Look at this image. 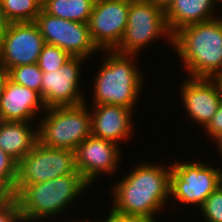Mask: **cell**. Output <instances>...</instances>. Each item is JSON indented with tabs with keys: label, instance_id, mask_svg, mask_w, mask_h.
Masks as SVG:
<instances>
[{
	"label": "cell",
	"instance_id": "7c38bea8",
	"mask_svg": "<svg viewBox=\"0 0 222 222\" xmlns=\"http://www.w3.org/2000/svg\"><path fill=\"white\" fill-rule=\"evenodd\" d=\"M83 57H72L59 70L43 72L41 98L46 108L75 106L85 102L78 90Z\"/></svg>",
	"mask_w": 222,
	"mask_h": 222
},
{
	"label": "cell",
	"instance_id": "8fae6325",
	"mask_svg": "<svg viewBox=\"0 0 222 222\" xmlns=\"http://www.w3.org/2000/svg\"><path fill=\"white\" fill-rule=\"evenodd\" d=\"M129 0H96L88 27L99 50H114L126 30ZM102 48V49H101Z\"/></svg>",
	"mask_w": 222,
	"mask_h": 222
},
{
	"label": "cell",
	"instance_id": "7402d4cb",
	"mask_svg": "<svg viewBox=\"0 0 222 222\" xmlns=\"http://www.w3.org/2000/svg\"><path fill=\"white\" fill-rule=\"evenodd\" d=\"M18 162L0 148V196H14Z\"/></svg>",
	"mask_w": 222,
	"mask_h": 222
},
{
	"label": "cell",
	"instance_id": "4fadbf2b",
	"mask_svg": "<svg viewBox=\"0 0 222 222\" xmlns=\"http://www.w3.org/2000/svg\"><path fill=\"white\" fill-rule=\"evenodd\" d=\"M181 86V99L188 115L203 128L215 115L222 100L221 78H192Z\"/></svg>",
	"mask_w": 222,
	"mask_h": 222
},
{
	"label": "cell",
	"instance_id": "4316f807",
	"mask_svg": "<svg viewBox=\"0 0 222 222\" xmlns=\"http://www.w3.org/2000/svg\"><path fill=\"white\" fill-rule=\"evenodd\" d=\"M101 222V221H100ZM104 222H155L149 218L141 216H127L110 211Z\"/></svg>",
	"mask_w": 222,
	"mask_h": 222
},
{
	"label": "cell",
	"instance_id": "cb8c5ba5",
	"mask_svg": "<svg viewBox=\"0 0 222 222\" xmlns=\"http://www.w3.org/2000/svg\"><path fill=\"white\" fill-rule=\"evenodd\" d=\"M205 222H222V188L217 187L200 208Z\"/></svg>",
	"mask_w": 222,
	"mask_h": 222
},
{
	"label": "cell",
	"instance_id": "4dcf8cb0",
	"mask_svg": "<svg viewBox=\"0 0 222 222\" xmlns=\"http://www.w3.org/2000/svg\"><path fill=\"white\" fill-rule=\"evenodd\" d=\"M214 140H216L215 143H217V145L219 146L218 148L221 151L220 153L222 155V133L218 135Z\"/></svg>",
	"mask_w": 222,
	"mask_h": 222
},
{
	"label": "cell",
	"instance_id": "52a82bcc",
	"mask_svg": "<svg viewBox=\"0 0 222 222\" xmlns=\"http://www.w3.org/2000/svg\"><path fill=\"white\" fill-rule=\"evenodd\" d=\"M64 175H81L76 168L75 151L49 148L39 141L17 165L15 185H31Z\"/></svg>",
	"mask_w": 222,
	"mask_h": 222
},
{
	"label": "cell",
	"instance_id": "5bb4252c",
	"mask_svg": "<svg viewBox=\"0 0 222 222\" xmlns=\"http://www.w3.org/2000/svg\"><path fill=\"white\" fill-rule=\"evenodd\" d=\"M119 145L90 135L76 149V168L90 185L100 173H112L118 168Z\"/></svg>",
	"mask_w": 222,
	"mask_h": 222
},
{
	"label": "cell",
	"instance_id": "836d02e7",
	"mask_svg": "<svg viewBox=\"0 0 222 222\" xmlns=\"http://www.w3.org/2000/svg\"><path fill=\"white\" fill-rule=\"evenodd\" d=\"M216 1H217V2H219V1L222 2V0H219V1H218V0H212V2L214 3V5H215Z\"/></svg>",
	"mask_w": 222,
	"mask_h": 222
},
{
	"label": "cell",
	"instance_id": "8992f818",
	"mask_svg": "<svg viewBox=\"0 0 222 222\" xmlns=\"http://www.w3.org/2000/svg\"><path fill=\"white\" fill-rule=\"evenodd\" d=\"M159 36H166L173 44L165 20V11L147 0H129L126 30L119 45L114 49L120 54L137 55L143 47ZM141 49V50H140Z\"/></svg>",
	"mask_w": 222,
	"mask_h": 222
},
{
	"label": "cell",
	"instance_id": "d6a6232c",
	"mask_svg": "<svg viewBox=\"0 0 222 222\" xmlns=\"http://www.w3.org/2000/svg\"><path fill=\"white\" fill-rule=\"evenodd\" d=\"M41 7H43L46 3V0H35Z\"/></svg>",
	"mask_w": 222,
	"mask_h": 222
},
{
	"label": "cell",
	"instance_id": "3957f363",
	"mask_svg": "<svg viewBox=\"0 0 222 222\" xmlns=\"http://www.w3.org/2000/svg\"><path fill=\"white\" fill-rule=\"evenodd\" d=\"M88 186L81 175H64L36 184L15 185L14 197L22 221L32 222L60 214Z\"/></svg>",
	"mask_w": 222,
	"mask_h": 222
},
{
	"label": "cell",
	"instance_id": "9c48e42d",
	"mask_svg": "<svg viewBox=\"0 0 222 222\" xmlns=\"http://www.w3.org/2000/svg\"><path fill=\"white\" fill-rule=\"evenodd\" d=\"M35 23L45 44L57 46L72 57L86 59L99 49L93 42L88 23L58 18L43 9L36 17Z\"/></svg>",
	"mask_w": 222,
	"mask_h": 222
},
{
	"label": "cell",
	"instance_id": "2e32d148",
	"mask_svg": "<svg viewBox=\"0 0 222 222\" xmlns=\"http://www.w3.org/2000/svg\"><path fill=\"white\" fill-rule=\"evenodd\" d=\"M40 107L46 109L38 92L7 80L0 97V120L29 122Z\"/></svg>",
	"mask_w": 222,
	"mask_h": 222
},
{
	"label": "cell",
	"instance_id": "e0dca14e",
	"mask_svg": "<svg viewBox=\"0 0 222 222\" xmlns=\"http://www.w3.org/2000/svg\"><path fill=\"white\" fill-rule=\"evenodd\" d=\"M214 8L212 0H173L165 11L167 27L174 35L185 26L214 19Z\"/></svg>",
	"mask_w": 222,
	"mask_h": 222
},
{
	"label": "cell",
	"instance_id": "d4e9b609",
	"mask_svg": "<svg viewBox=\"0 0 222 222\" xmlns=\"http://www.w3.org/2000/svg\"><path fill=\"white\" fill-rule=\"evenodd\" d=\"M0 222H23L14 196H0Z\"/></svg>",
	"mask_w": 222,
	"mask_h": 222
},
{
	"label": "cell",
	"instance_id": "1f68e13d",
	"mask_svg": "<svg viewBox=\"0 0 222 222\" xmlns=\"http://www.w3.org/2000/svg\"><path fill=\"white\" fill-rule=\"evenodd\" d=\"M219 186L222 188V169L219 168Z\"/></svg>",
	"mask_w": 222,
	"mask_h": 222
},
{
	"label": "cell",
	"instance_id": "d6986e66",
	"mask_svg": "<svg viewBox=\"0 0 222 222\" xmlns=\"http://www.w3.org/2000/svg\"><path fill=\"white\" fill-rule=\"evenodd\" d=\"M96 0H46L42 9L55 17L88 23Z\"/></svg>",
	"mask_w": 222,
	"mask_h": 222
},
{
	"label": "cell",
	"instance_id": "ac0fdd59",
	"mask_svg": "<svg viewBox=\"0 0 222 222\" xmlns=\"http://www.w3.org/2000/svg\"><path fill=\"white\" fill-rule=\"evenodd\" d=\"M30 123L0 120V148L17 162L29 154L38 142V130Z\"/></svg>",
	"mask_w": 222,
	"mask_h": 222
},
{
	"label": "cell",
	"instance_id": "7a4b0ae2",
	"mask_svg": "<svg viewBox=\"0 0 222 222\" xmlns=\"http://www.w3.org/2000/svg\"><path fill=\"white\" fill-rule=\"evenodd\" d=\"M190 78L222 79V18L191 24L173 35V44Z\"/></svg>",
	"mask_w": 222,
	"mask_h": 222
},
{
	"label": "cell",
	"instance_id": "277c9868",
	"mask_svg": "<svg viewBox=\"0 0 222 222\" xmlns=\"http://www.w3.org/2000/svg\"><path fill=\"white\" fill-rule=\"evenodd\" d=\"M103 52L109 54L95 76L93 105L112 104L132 110L143 85L142 73L132 61L135 55L120 54L114 50Z\"/></svg>",
	"mask_w": 222,
	"mask_h": 222
},
{
	"label": "cell",
	"instance_id": "f1b7e54d",
	"mask_svg": "<svg viewBox=\"0 0 222 222\" xmlns=\"http://www.w3.org/2000/svg\"><path fill=\"white\" fill-rule=\"evenodd\" d=\"M8 79H9L8 71L0 63V97L3 94L4 88H5V84H6Z\"/></svg>",
	"mask_w": 222,
	"mask_h": 222
},
{
	"label": "cell",
	"instance_id": "9a60e30c",
	"mask_svg": "<svg viewBox=\"0 0 222 222\" xmlns=\"http://www.w3.org/2000/svg\"><path fill=\"white\" fill-rule=\"evenodd\" d=\"M93 106V111H90L92 136L117 145H119V140L129 139L133 128L131 125L133 110L112 104Z\"/></svg>",
	"mask_w": 222,
	"mask_h": 222
},
{
	"label": "cell",
	"instance_id": "484cf974",
	"mask_svg": "<svg viewBox=\"0 0 222 222\" xmlns=\"http://www.w3.org/2000/svg\"><path fill=\"white\" fill-rule=\"evenodd\" d=\"M204 129L207 131V134L213 138V140L222 133V100L215 115Z\"/></svg>",
	"mask_w": 222,
	"mask_h": 222
},
{
	"label": "cell",
	"instance_id": "f546056e",
	"mask_svg": "<svg viewBox=\"0 0 222 222\" xmlns=\"http://www.w3.org/2000/svg\"><path fill=\"white\" fill-rule=\"evenodd\" d=\"M147 1L153 3L155 6L163 9L164 11H166L173 2V0H147Z\"/></svg>",
	"mask_w": 222,
	"mask_h": 222
},
{
	"label": "cell",
	"instance_id": "5b68a950",
	"mask_svg": "<svg viewBox=\"0 0 222 222\" xmlns=\"http://www.w3.org/2000/svg\"><path fill=\"white\" fill-rule=\"evenodd\" d=\"M85 102L50 107L38 126V141L49 148L74 150L91 135V114ZM89 111V112H88Z\"/></svg>",
	"mask_w": 222,
	"mask_h": 222
},
{
	"label": "cell",
	"instance_id": "44dd1931",
	"mask_svg": "<svg viewBox=\"0 0 222 222\" xmlns=\"http://www.w3.org/2000/svg\"><path fill=\"white\" fill-rule=\"evenodd\" d=\"M9 79L14 83L28 87L41 95V83L43 72L37 63L25 64L10 68Z\"/></svg>",
	"mask_w": 222,
	"mask_h": 222
},
{
	"label": "cell",
	"instance_id": "6da1fadb",
	"mask_svg": "<svg viewBox=\"0 0 222 222\" xmlns=\"http://www.w3.org/2000/svg\"><path fill=\"white\" fill-rule=\"evenodd\" d=\"M168 167L145 163L134 168L113 188L115 206H112L111 211L155 221V213L164 207L170 196L171 166Z\"/></svg>",
	"mask_w": 222,
	"mask_h": 222
},
{
	"label": "cell",
	"instance_id": "83f0119b",
	"mask_svg": "<svg viewBox=\"0 0 222 222\" xmlns=\"http://www.w3.org/2000/svg\"><path fill=\"white\" fill-rule=\"evenodd\" d=\"M9 23L10 22L7 20V18L4 15V12L1 7V2H0V41H1L2 37L4 36Z\"/></svg>",
	"mask_w": 222,
	"mask_h": 222
},
{
	"label": "cell",
	"instance_id": "ffe728a7",
	"mask_svg": "<svg viewBox=\"0 0 222 222\" xmlns=\"http://www.w3.org/2000/svg\"><path fill=\"white\" fill-rule=\"evenodd\" d=\"M7 20L11 22H35L42 7L35 0H0Z\"/></svg>",
	"mask_w": 222,
	"mask_h": 222
},
{
	"label": "cell",
	"instance_id": "30bf717a",
	"mask_svg": "<svg viewBox=\"0 0 222 222\" xmlns=\"http://www.w3.org/2000/svg\"><path fill=\"white\" fill-rule=\"evenodd\" d=\"M45 45L35 22H11L0 41V63L8 71L25 64L38 63Z\"/></svg>",
	"mask_w": 222,
	"mask_h": 222
},
{
	"label": "cell",
	"instance_id": "603a6c76",
	"mask_svg": "<svg viewBox=\"0 0 222 222\" xmlns=\"http://www.w3.org/2000/svg\"><path fill=\"white\" fill-rule=\"evenodd\" d=\"M72 56L63 49L45 44L39 55L38 66L42 72H51L53 70H59Z\"/></svg>",
	"mask_w": 222,
	"mask_h": 222
},
{
	"label": "cell",
	"instance_id": "ba28073f",
	"mask_svg": "<svg viewBox=\"0 0 222 222\" xmlns=\"http://www.w3.org/2000/svg\"><path fill=\"white\" fill-rule=\"evenodd\" d=\"M202 162H175L171 165L170 195L185 204L200 209L212 192L219 187V168Z\"/></svg>",
	"mask_w": 222,
	"mask_h": 222
}]
</instances>
